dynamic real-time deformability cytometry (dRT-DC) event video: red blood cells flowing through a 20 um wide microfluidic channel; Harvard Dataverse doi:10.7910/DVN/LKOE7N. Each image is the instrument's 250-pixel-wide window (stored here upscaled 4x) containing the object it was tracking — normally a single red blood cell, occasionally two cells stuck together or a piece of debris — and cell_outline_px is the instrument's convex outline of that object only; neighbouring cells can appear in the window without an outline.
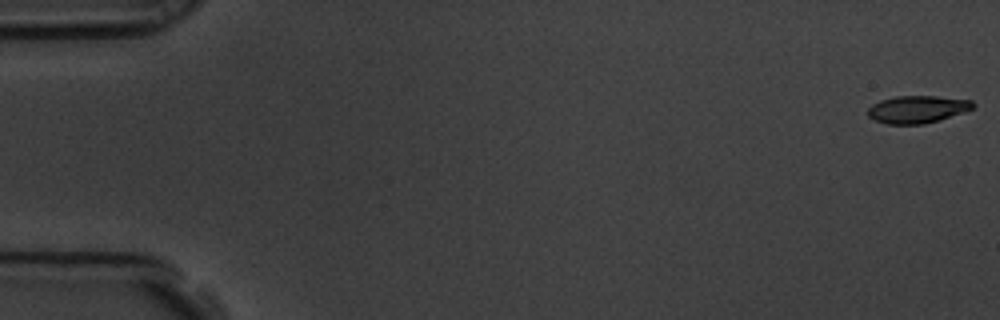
{"species": "common noctule bat (a hibernating species)", "species_latin": "Nyctalus noctula", "temperature_condition": "room temperature", "stored_images_in_passage": 8, "camera_frame_rate_fps": 3000, "um_per_image_px": 0.085, "animal": {"sex": "male", "body_mass_g": 19.5, "forearm_length_mm": 54.6}, "frame": {"image": 1, "passage_image": 1, "time_ms": 0.0, "image_size_px": [1000, 320], "cell_outline_px": [[976, 104], [972, 108], [964, 112], [940, 120], [924, 124], [888, 124], [876, 120], [868, 116], [868, 108], [872, 104], [880, 100], [896, 96], [936, 96], [972, 100]], "centroid_in_image_um": [77.99, 9.29], "position_along_channel_um": 7.0, "area_um2": 16.82}}
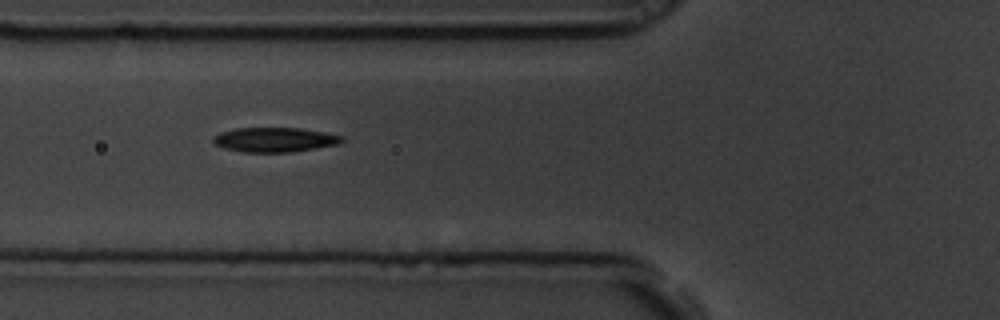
{"frame": {"image": 2, "passage_image": 7, "time_ms": 2.0, "image_size_px": [1000, 320], "cell_outline_px": [[344, 140], [340, 144], [292, 152], [244, 152], [224, 148], [216, 144], [212, 140], [212, 136], [220, 132], [236, 128], [300, 128], [324, 132], [344, 136]], "centroid_in_image_um": [23.36, 11.87], "position_along_channel_um": 102.4, "area_um2": 18.5}}
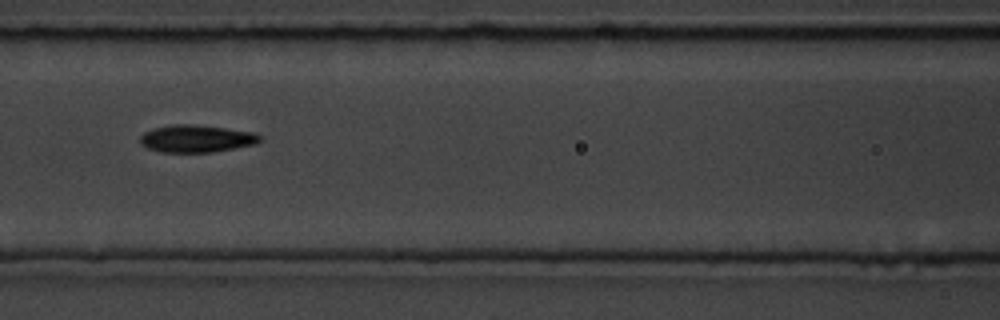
{"frame": {"image": 3, "passage_image": 8, "time_ms": 2.333, "image_size_px": [1000, 320], "cell_outline_px": [[264, 140], [256, 144], [212, 152], [164, 152], [148, 148], [140, 144], [140, 136], [144, 132], [152, 128], [172, 124], [196, 124], [252, 132], [264, 136]], "centroid_in_image_um": [16.72, 11.77], "position_along_channel_um": 149.9, "area_um2": 19.25}}